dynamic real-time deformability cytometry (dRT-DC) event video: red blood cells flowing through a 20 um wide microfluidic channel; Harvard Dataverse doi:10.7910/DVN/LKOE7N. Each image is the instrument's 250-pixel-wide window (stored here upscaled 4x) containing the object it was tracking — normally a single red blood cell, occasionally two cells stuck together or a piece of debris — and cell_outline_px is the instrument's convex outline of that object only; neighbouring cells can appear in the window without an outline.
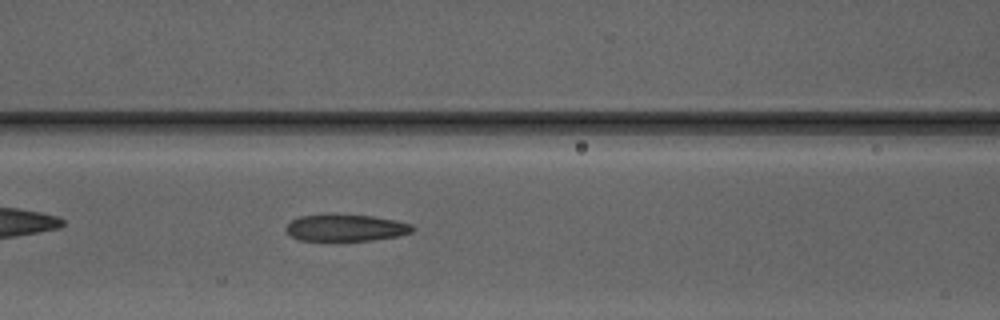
{"species": "Egyptian fruit bat (a non-hibernating species)", "species_latin": "Rousettus aegyptiacus", "temperature_condition": "warm", "stored_images_in_passage": 36, "camera_frame_rate_fps": 3000, "um_per_image_px": 0.085, "animal": {"sex": "male"}, "frame": {"image": 1, "passage_image": 8, "time_ms": 2.333, "image_size_px": [1000, 320], "cell_outline_px": [[416, 228], [412, 232], [400, 236], [372, 240], [340, 244], [332, 244], [296, 240], [284, 228], [292, 220], [300, 216], [372, 216], [396, 220], [412, 224]], "centroid_in_image_um": [29.4, 19.45], "position_along_channel_um": 137.2, "area_um2": 20.46}}
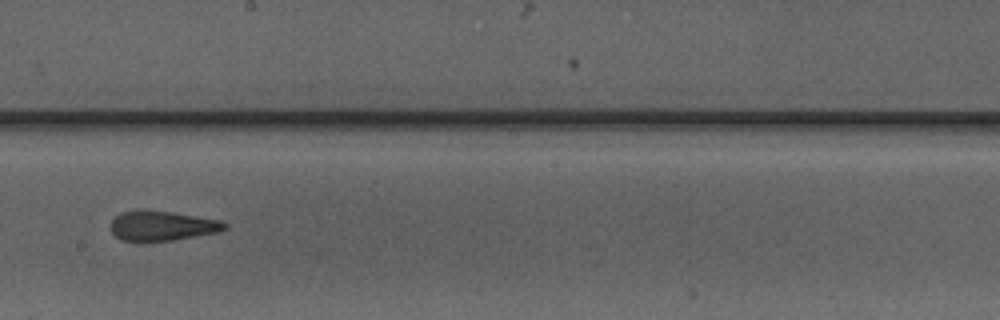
{"frame": {"image": 2, "passage_image": 15, "time_ms": 4.667, "image_size_px": [1000, 320], "cell_outline_px": [[228, 228], [220, 232], [172, 240], [120, 240], [112, 232], [112, 220], [120, 212], [136, 208], [172, 212], [220, 220], [228, 224]], "centroid_in_image_um": [13.8, 19.16], "position_along_channel_um": 234.4, "area_um2": 19.83}}
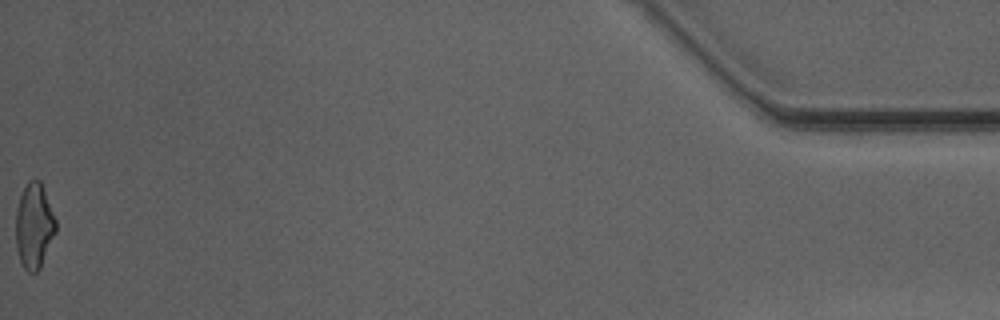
{"frame": {"image": 3, "passage_image": 36, "time_ms": 11.667, "image_size_px": [1000, 320], "cell_outline_px": [[56, 232], [40, 268], [36, 272], [28, 272], [24, 268], [20, 260], [16, 248], [16, 208], [20, 196], [28, 180], [36, 176], [40, 180], [56, 220]], "centroid_in_image_um": [2.89, 19.17], "position_along_channel_um": 432.3, "area_um2": 19.94}, "authors_computed_cell_mechanics": {"area_um2": 20.4901, "velocity_mm_per_s": 4.179, "shape_relaxation_time_tau1_ms": 11.0319, "shape_relaxation_time_tau2_ms": 1.3456, "deformation_change_tau1": 0.2662, "deformation_change_tau2": 0.0993}}